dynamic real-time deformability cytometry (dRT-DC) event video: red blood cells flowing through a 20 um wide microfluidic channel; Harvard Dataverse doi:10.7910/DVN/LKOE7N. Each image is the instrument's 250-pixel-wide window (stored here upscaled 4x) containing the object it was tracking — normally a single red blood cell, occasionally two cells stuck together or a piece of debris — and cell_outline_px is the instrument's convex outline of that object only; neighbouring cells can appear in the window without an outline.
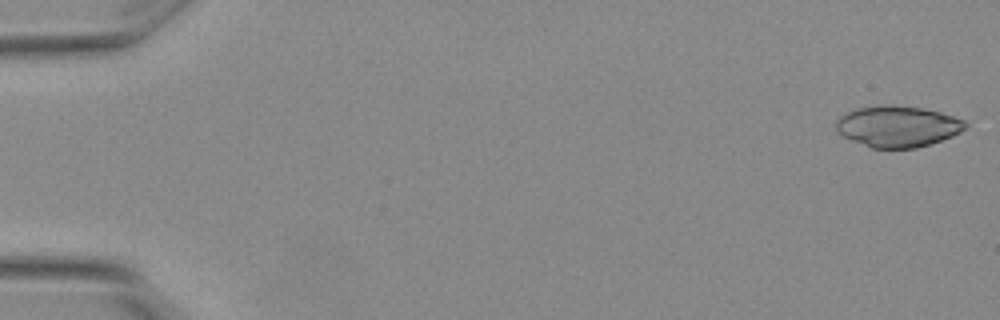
{"species": "Egyptian fruit bat (a non-hibernating species)", "species_latin": "Rousettus aegyptiacus", "temperature_condition": "warm", "stored_images_in_passage": 6, "camera_frame_rate_fps": 3000, "um_per_image_px": 0.085, "animal": {"sex": "female"}, "frame": {"image": 1, "passage_image": 1, "time_ms": 0.0, "image_size_px": [1000, 320], "cell_outline_px": [[968, 128], [952, 136], [916, 148], [872, 148], [852, 140], [836, 132], [836, 120], [840, 116], [856, 108], [876, 104], [892, 104], [920, 108], [940, 112], [964, 120], [968, 124]], "centroid_in_image_um": [76.28, 10.73], "position_along_channel_um": 8.7, "area_um2": 31.1}}
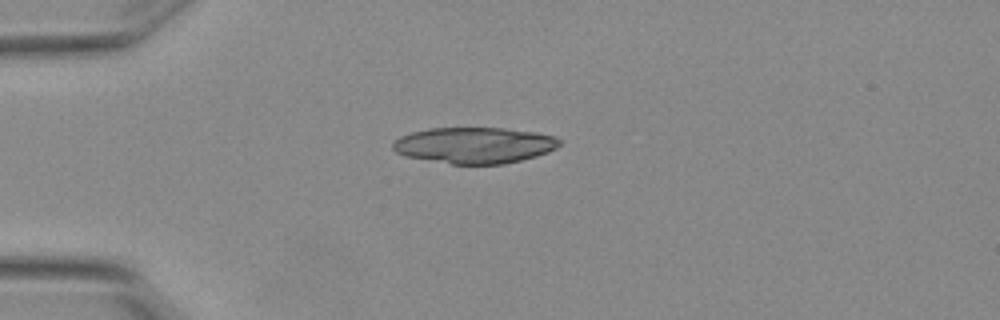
{"frame": {"image": 2, "passage_image": 4, "time_ms": 1.0, "image_size_px": [1000, 320], "cell_outline_px": [[560, 144], [556, 148], [548, 152], [536, 156], [504, 164], [452, 164], [404, 156], [396, 152], [392, 148], [392, 144], [400, 136], [412, 132], [428, 128], [504, 128], [536, 132], [556, 136], [560, 140]], "centroid_in_image_um": [40.33, 12.34], "position_along_channel_um": 44.7, "area_um2": 35.14}}